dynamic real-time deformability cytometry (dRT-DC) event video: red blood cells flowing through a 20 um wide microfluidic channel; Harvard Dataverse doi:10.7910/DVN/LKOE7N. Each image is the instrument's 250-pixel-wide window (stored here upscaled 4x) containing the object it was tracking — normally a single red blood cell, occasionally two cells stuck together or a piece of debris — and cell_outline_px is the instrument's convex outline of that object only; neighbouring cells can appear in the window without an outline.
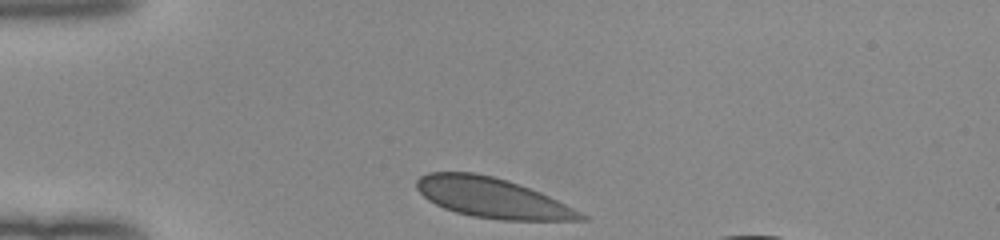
{"species": "human", "species_latin": "Homo sapiens", "temperature_condition": "room temperature", "stored_images_in_passage": 30, "camera_frame_rate_fps": 3000, "um_per_image_px": 0.085, "donor": {"sex": "female"}, "frame": {"image": 1, "passage_image": 1, "time_ms": 0.0, "image_size_px": [1000, 240], "cell_outline_px": [[588, 220], [500, 220], [472, 216], [456, 212], [444, 208], [428, 200], [416, 188], [416, 180], [420, 176], [428, 172], [472, 172], [492, 176], [508, 180], [520, 184], [540, 192], [588, 216]], "centroid_in_image_um": [41.81, 16.81], "position_along_channel_um": 43.2, "area_um2": 38.03}}
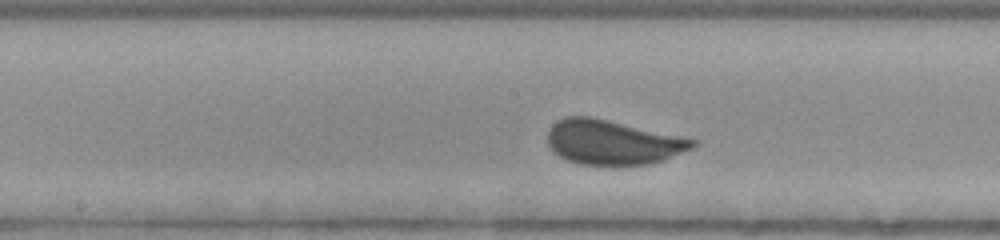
{"frame": {"image": 2, "passage_image": 15, "time_ms": 4.667, "image_size_px": [1000, 240], "cell_outline_px": [[700, 144], [692, 148], [664, 160], [652, 164], [580, 164], [568, 160], [552, 152], [548, 144], [548, 132], [552, 124], [556, 120], [564, 116], [592, 116], [700, 140]], "centroid_in_image_um": [52.09, 12.07], "position_along_channel_um": 196.1, "area_um2": 37.92}}
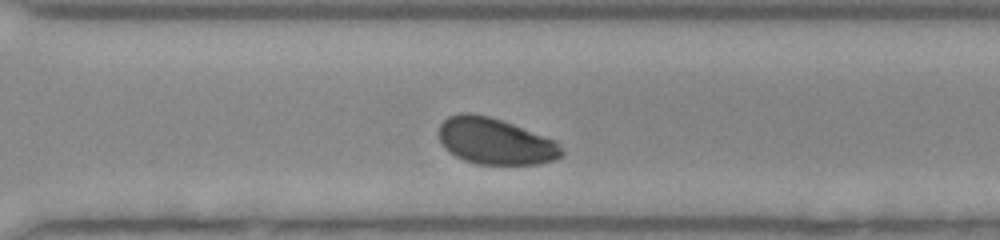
{"frame": {"image": 3, "passage_image": 25, "time_ms": 8.0, "image_size_px": [1000, 240], "cell_outline_px": [[564, 152], [556, 160], [540, 164], [476, 164], [464, 160], [448, 152], [444, 148], [440, 140], [440, 124], [448, 116], [460, 112], [472, 112], [488, 116], [512, 124], [556, 140]], "centroid_in_image_um": [42.09, 12.01], "position_along_channel_um": 328.5, "area_um2": 33.23}, "authors_computed_cell_mechanics": {"area_um2": 37.3388, "velocity_mm_per_s": 3.9693, "shape_relaxation_time_tau1_ms": 7.7476, "shape_relaxation_time_tau2_ms": null, "deformation_change_tau1": 0.2034, "deformation_change_tau2": null}}